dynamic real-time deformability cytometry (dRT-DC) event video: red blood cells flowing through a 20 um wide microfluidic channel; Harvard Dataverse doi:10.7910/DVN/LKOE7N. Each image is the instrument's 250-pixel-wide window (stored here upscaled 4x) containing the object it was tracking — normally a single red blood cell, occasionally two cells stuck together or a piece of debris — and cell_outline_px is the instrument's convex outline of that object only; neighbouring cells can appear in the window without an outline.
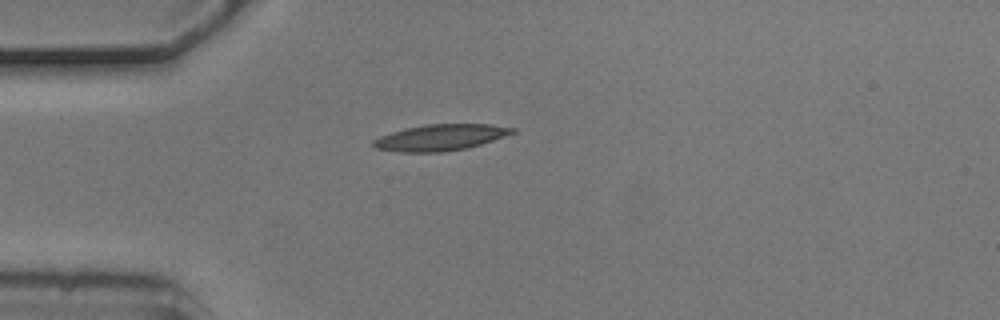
{"species": "common noctule bat (a hibernating species)", "species_latin": "Nyctalus noctula", "temperature_condition": "cold", "stored_images_in_passage": 2, "camera_frame_rate_fps": 3000, "um_per_image_px": 0.085, "animal": {"sex": "male", "body_mass_g": 20.5, "forearm_length_mm": 52.5}, "frame": {"image": 1, "passage_image": 1, "time_ms": 0.0, "image_size_px": [1000, 320], "cell_outline_px": [[516, 132], [468, 148], [444, 152], [400, 152], [376, 148], [372, 144], [372, 140], [380, 136], [404, 128], [428, 124], [488, 124], [516, 128]], "centroid_in_image_um": [37.42, 11.68], "position_along_channel_um": 47.6, "area_um2": 21.15}}